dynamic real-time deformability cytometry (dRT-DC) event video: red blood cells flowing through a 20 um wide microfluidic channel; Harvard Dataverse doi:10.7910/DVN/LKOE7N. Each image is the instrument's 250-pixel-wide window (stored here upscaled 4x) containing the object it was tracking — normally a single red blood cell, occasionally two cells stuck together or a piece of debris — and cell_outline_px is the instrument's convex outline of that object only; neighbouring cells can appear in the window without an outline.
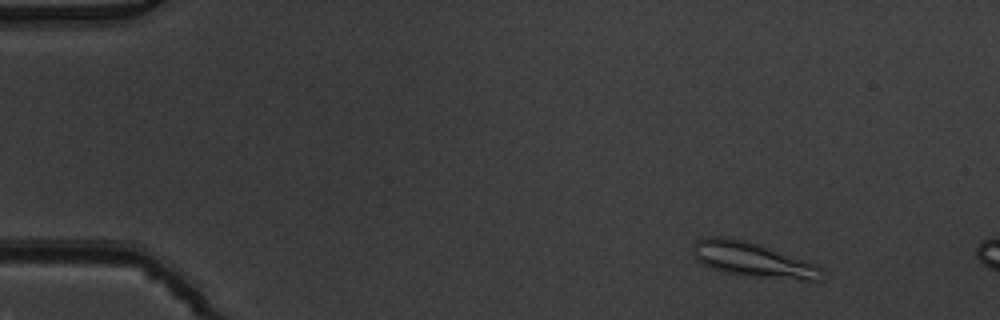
{"species": "common noctule bat (a hibernating species)", "species_latin": "Nyctalus noctula", "temperature_condition": "warm", "stored_images_in_passage": 5, "camera_frame_rate_fps": 3000, "um_per_image_px": 0.085, "animal": {"sex": "male", "body_mass_g": 19.5, "forearm_length_mm": 54.6}, "frame": {"image": 1, "passage_image": 2, "time_ms": 0.333, "image_size_px": [1000, 320], "cell_outline_px": [[824, 280], [804, 280], [744, 276], [724, 272], [712, 268], [696, 260], [692, 256], [692, 244], [696, 240], [708, 236], [724, 236], [744, 240], [760, 244], [816, 264], [820, 268]], "centroid_in_image_um": [63.93, 22.06], "position_along_channel_um": 21.1, "area_um2": 26.3}}
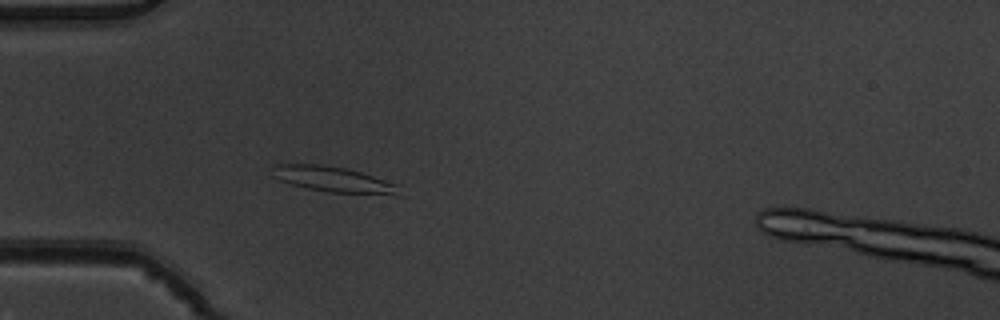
{"frame": {"image": 2, "passage_image": 5, "time_ms": 1.333, "image_size_px": [1000, 320], "cell_outline_px": [[400, 196], [396, 196], [328, 192], [308, 188], [292, 184], [280, 180], [272, 176], [272, 164], [320, 164], [344, 168], [360, 172], [400, 184]], "centroid_in_image_um": [28.41, 15.27], "position_along_channel_um": 56.6, "area_um2": 19.25}}